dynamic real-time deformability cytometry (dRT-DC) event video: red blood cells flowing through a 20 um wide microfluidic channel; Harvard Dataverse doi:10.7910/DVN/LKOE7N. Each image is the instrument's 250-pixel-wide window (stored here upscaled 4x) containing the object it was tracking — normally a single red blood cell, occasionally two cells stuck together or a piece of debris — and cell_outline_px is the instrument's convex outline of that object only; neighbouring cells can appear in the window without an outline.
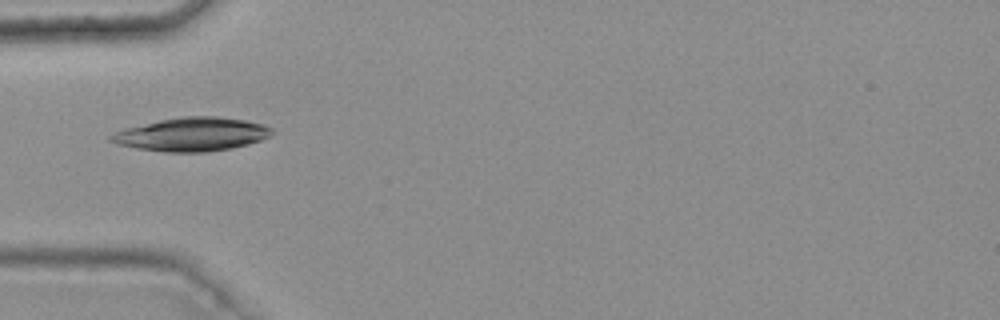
{"species": "common noctule bat (a hibernating species)", "species_latin": "Nyctalus noctula", "temperature_condition": "warm", "stored_images_in_passage": 44, "camera_frame_rate_fps": 3000, "um_per_image_px": 0.085, "animal": {"sex": "female", "body_mass_g": 25.1}, "frame": {"image": 1, "passage_image": 13, "time_ms": 4.0, "image_size_px": [1000, 320], "cell_outline_px": [[272, 132], [268, 136], [260, 140], [248, 144], [232, 148], [204, 152], [164, 152], [136, 148], [116, 144], [108, 140], [108, 136], [112, 132], [124, 128], [160, 120], [180, 116], [216, 116], [244, 120], [264, 124], [272, 128]], "centroid_in_image_um": [16.25, 11.42], "position_along_channel_um": 68.8, "area_um2": 31.56}}
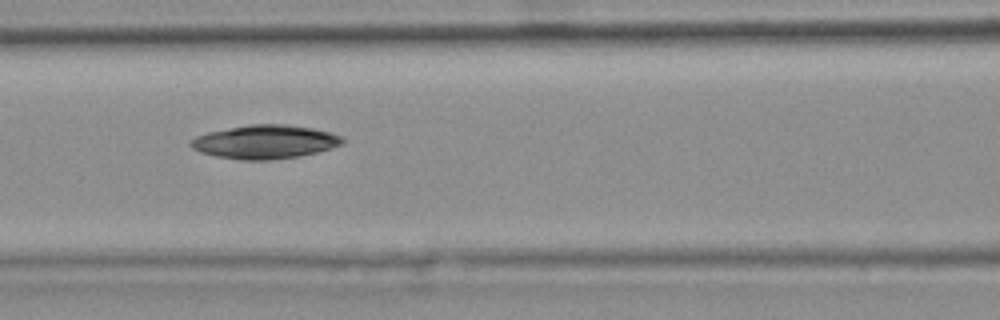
{"frame": {"image": 2, "passage_image": 19, "time_ms": 6.0, "image_size_px": [1000, 320], "cell_outline_px": [[344, 140], [340, 144], [332, 148], [300, 156], [268, 160], [240, 160], [216, 156], [200, 152], [192, 148], [188, 144], [188, 140], [196, 136], [208, 132], [248, 124], [288, 124], [312, 128], [332, 132], [340, 136]], "centroid_in_image_um": [22.48, 12.05], "position_along_channel_um": 144.1, "area_um2": 29.88}}
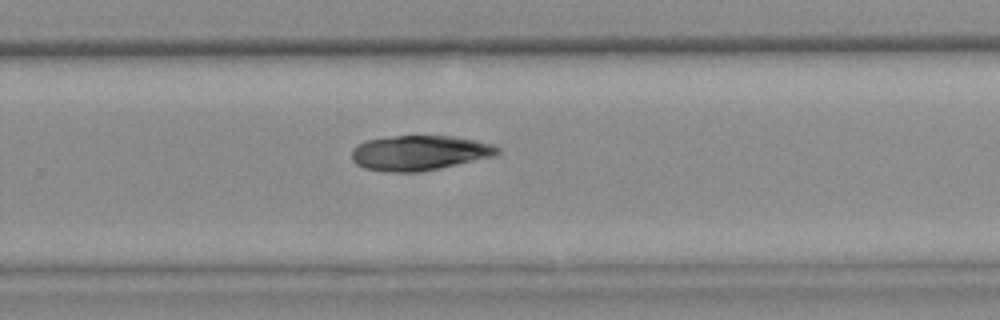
{"frame": {"image": 3, "passage_image": 31, "time_ms": 10.0, "image_size_px": [1000, 320], "cell_outline_px": [[500, 152], [496, 156], [420, 172], [384, 172], [364, 168], [356, 164], [352, 160], [352, 148], [356, 144], [364, 140], [388, 136], [452, 136], [476, 140], [496, 144], [500, 148]], "centroid_in_image_um": [35.65, 12.99], "position_along_channel_um": 294.2, "area_um2": 30.17}, "authors_computed_cell_mechanics": {"area_um2": 29.8826, "velocity_mm_per_s": 3.7613, "shape_relaxation_time_tau1_ms": 4.6177, "shape_relaxation_time_tau2_ms": null, "deformation_change_tau1": 0.0588, "deformation_change_tau2": null}}